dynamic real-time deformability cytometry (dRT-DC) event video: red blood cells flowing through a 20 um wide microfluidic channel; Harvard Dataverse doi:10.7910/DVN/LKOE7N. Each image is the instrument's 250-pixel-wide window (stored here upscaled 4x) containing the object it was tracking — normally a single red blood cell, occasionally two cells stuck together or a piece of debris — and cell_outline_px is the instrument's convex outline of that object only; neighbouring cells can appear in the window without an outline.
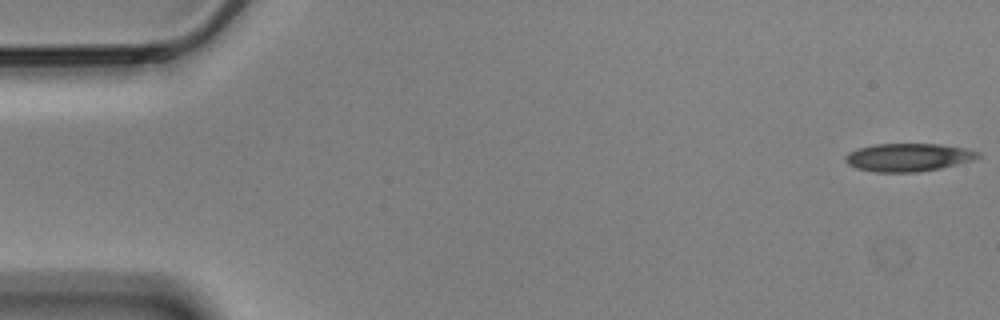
{"species": "Egyptian fruit bat (a non-hibernating species)", "species_latin": "Rousettus aegyptiacus", "temperature_condition": "cold", "stored_images_in_passage": 57, "camera_frame_rate_fps": 3000, "um_per_image_px": 0.085, "animal": {"sex": "male"}, "frame": {"image": 1, "passage_image": 1, "time_ms": 0.0, "image_size_px": [1000, 320], "cell_outline_px": [[984, 156], [972, 160], [940, 168], [920, 172], [872, 172], [856, 168], [848, 164], [844, 160], [844, 156], [848, 152], [856, 148], [876, 144], [940, 144], [964, 148], [980, 152]], "centroid_in_image_um": [77.18, 13.37], "position_along_channel_um": 7.8, "area_um2": 21.85}}
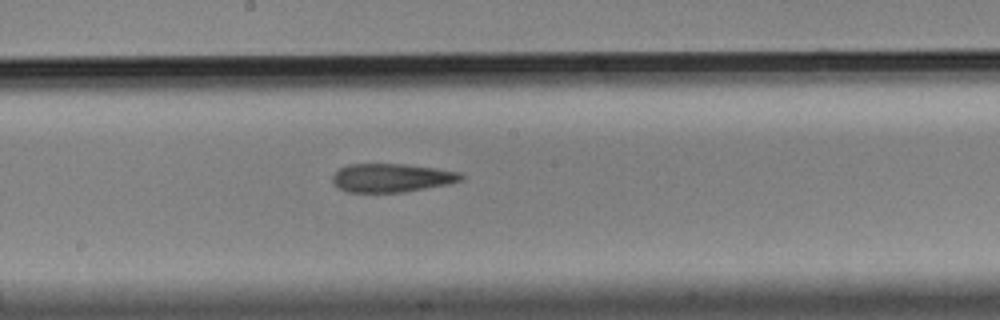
{"frame": {"image": 2, "passage_image": 30, "time_ms": 9.667, "image_size_px": [1000, 320], "cell_outline_px": [[464, 180], [448, 184], [404, 192], [348, 192], [340, 188], [332, 180], [332, 176], [340, 168], [348, 164], [404, 164], [436, 168], [460, 172], [464, 176]], "centroid_in_image_um": [33.33, 15.11], "position_along_channel_um": 214.9, "area_um2": 21.33}}
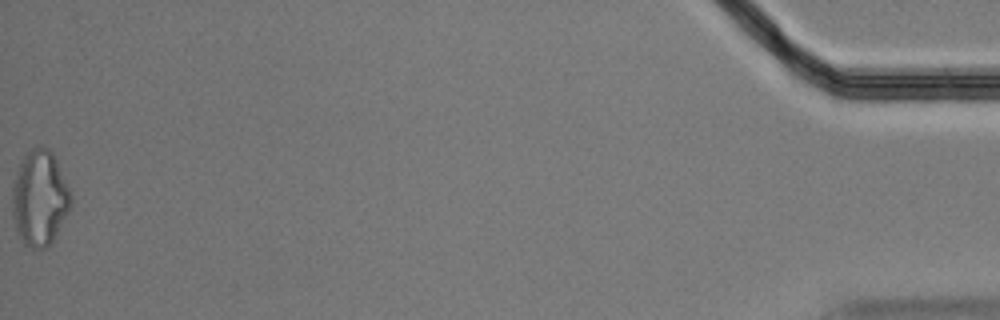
{"frame": {"image": 3, "passage_image": 57, "time_ms": 18.667, "image_size_px": [1000, 320], "cell_outline_px": [[72, 200], [68, 212], [52, 240], [44, 248], [32, 248], [24, 244], [20, 236], [12, 212], [12, 192], [20, 164], [24, 156], [32, 148], [40, 144], [44, 144], [52, 152], [56, 160], [72, 196]], "centroid_in_image_um": [3.38, 16.8], "position_along_channel_um": 431.8, "area_um2": 31.85}, "authors_computed_cell_mechanics": {"area_um2": 22.0218, "velocity_mm_per_s": 3.5128, "shape_relaxation_time_tau1_ms": 10.048, "shape_relaxation_time_tau2_ms": 7.4651, "deformation_change_tau1": 0.2082, "deformation_change_tau2": 0.2105}}